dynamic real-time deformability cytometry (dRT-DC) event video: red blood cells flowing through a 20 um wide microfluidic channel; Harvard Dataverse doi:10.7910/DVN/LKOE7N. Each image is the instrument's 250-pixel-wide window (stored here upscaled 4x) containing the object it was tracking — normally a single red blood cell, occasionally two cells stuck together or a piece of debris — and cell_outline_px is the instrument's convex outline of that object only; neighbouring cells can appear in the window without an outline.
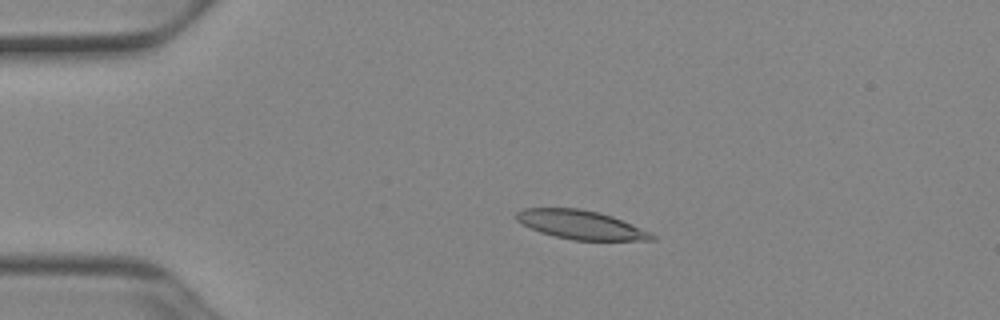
{"species": "Egyptian fruit bat (a non-hibernating species)", "species_latin": "Rousettus aegyptiacus", "temperature_condition": "cold", "stored_images_in_passage": 52, "camera_frame_rate_fps": 3000, "um_per_image_px": 0.085, "animal": {"sex": "female"}, "frame": {"image": 1, "passage_image": 11, "time_ms": 3.333, "image_size_px": [1000, 320], "cell_outline_px": [[656, 240], [572, 240], [540, 232], [516, 220], [516, 212], [524, 208], [580, 208], [600, 212], [612, 216], [652, 232], [656, 236]], "centroid_in_image_um": [49.41, 19.1], "position_along_channel_um": 35.6, "area_um2": 22.72}}
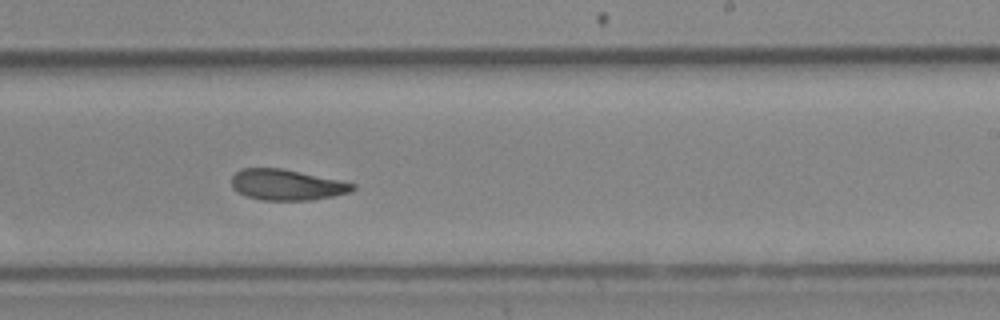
{"frame": {"image": 2, "passage_image": 32, "time_ms": 10.333, "image_size_px": [1000, 320], "cell_outline_px": [[356, 188], [348, 192], [332, 196], [312, 200], [260, 200], [236, 192], [232, 188], [232, 176], [240, 168], [280, 168], [340, 180], [356, 184]], "centroid_in_image_um": [24.34, 15.71], "position_along_channel_um": 264.7, "area_um2": 21.68}}
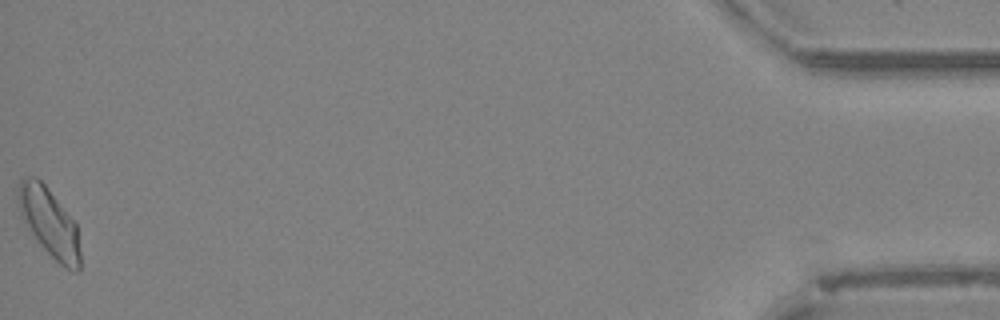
{"frame": {"image": 3, "passage_image": 52, "time_ms": 17.0, "image_size_px": [1000, 320], "cell_outline_px": [[80, 272], [72, 272], [64, 268], [40, 244], [24, 220], [20, 212], [16, 200], [16, 192], [20, 176], [36, 176], [44, 184], [76, 224], [80, 252]], "centroid_in_image_um": [4.16, 18.88], "position_along_channel_um": 431.0, "area_um2": 24.62}, "authors_computed_cell_mechanics": {"area_um2": 22.5131, "velocity_mm_per_s": 3.8896, "shape_relaxation_time_tau1_ms": 5.7285, "shape_relaxation_time_tau2_ms": null, "deformation_change_tau1": 0.1507, "deformation_change_tau2": null}}